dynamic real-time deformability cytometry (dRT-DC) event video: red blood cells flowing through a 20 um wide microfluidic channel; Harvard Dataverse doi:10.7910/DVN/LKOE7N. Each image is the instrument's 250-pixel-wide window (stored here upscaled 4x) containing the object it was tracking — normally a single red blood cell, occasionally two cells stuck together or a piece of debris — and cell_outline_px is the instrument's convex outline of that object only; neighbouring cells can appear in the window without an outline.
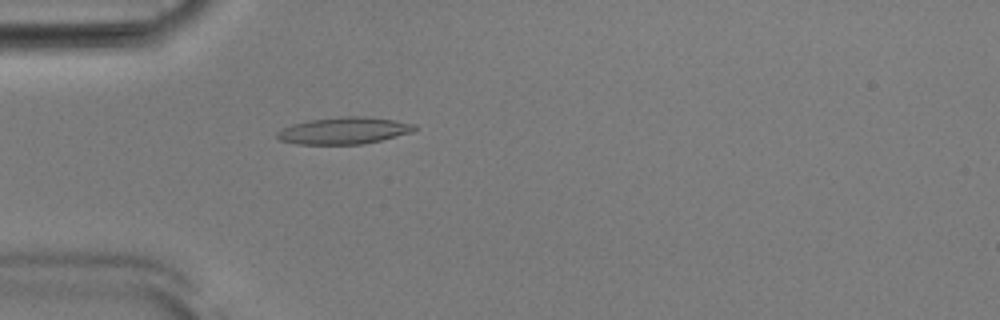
{"species": "Egyptian fruit bat (a non-hibernating species)", "species_latin": "Rousettus aegyptiacus", "temperature_condition": "room temperature", "stored_images_in_passage": 52, "camera_frame_rate_fps": 3000, "um_per_image_px": 0.085, "animal": {"sex": "male"}, "frame": {"image": 1, "passage_image": 15, "time_ms": 4.667, "image_size_px": [1000, 320], "cell_outline_px": [[416, 128], [412, 132], [364, 144], [296, 144], [280, 140], [276, 136], [276, 132], [280, 128], [292, 124], [308, 120], [340, 116], [364, 116], [396, 120], [416, 124]], "centroid_in_image_um": [29.21, 11.09], "position_along_channel_um": 55.8, "area_um2": 21.68}}
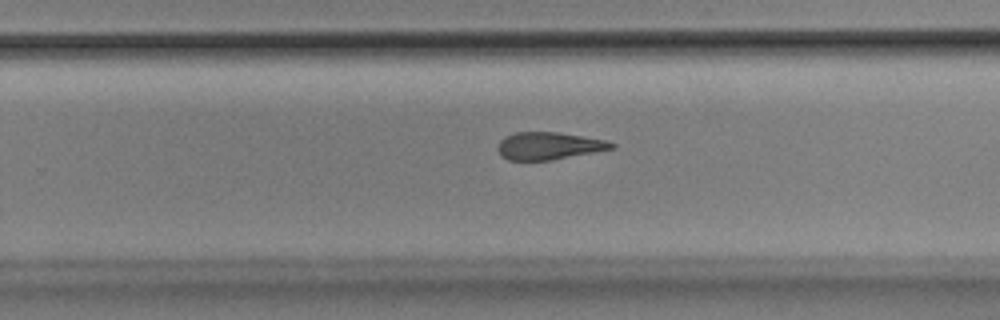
{"frame": {"image": 2, "passage_image": 33, "time_ms": 10.667, "image_size_px": [1000, 320], "cell_outline_px": [[616, 148], [548, 160], [508, 160], [500, 156], [496, 148], [500, 140], [504, 136], [516, 132], [560, 132], [604, 140], [616, 144]], "centroid_in_image_um": [46.59, 12.39], "position_along_channel_um": 283.2, "area_um2": 18.15}}
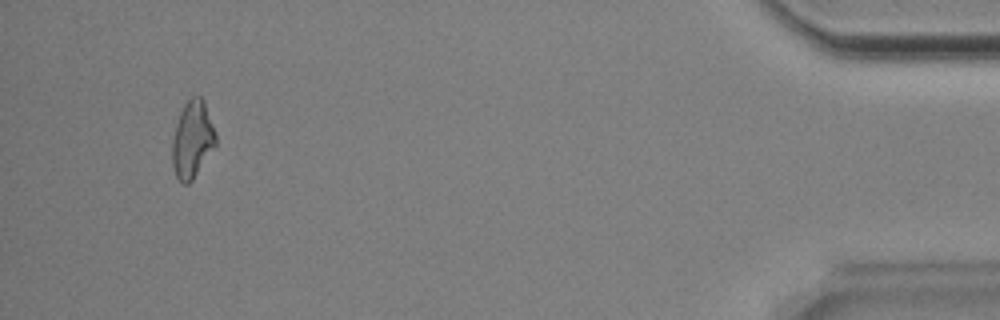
{"frame": {"image": 3, "passage_image": 49, "time_ms": 16.0, "image_size_px": [1000, 320], "cell_outline_px": [[216, 144], [192, 180], [188, 184], [180, 184], [176, 176], [172, 164], [172, 140], [176, 124], [180, 112], [184, 104], [192, 96], [200, 96], [204, 100], [216, 132]], "centroid_in_image_um": [16.34, 11.85], "position_along_channel_um": 418.9, "area_um2": 19.54}, "authors_computed_cell_mechanics": {"area_um2": 19.5942, "velocity_mm_per_s": 3.899, "shape_relaxation_time_tau1_ms": 6.3261, "shape_relaxation_time_tau2_ms": 3.989, "deformation_change_tau1": 0.1767, "deformation_change_tau2": 0.1543}}